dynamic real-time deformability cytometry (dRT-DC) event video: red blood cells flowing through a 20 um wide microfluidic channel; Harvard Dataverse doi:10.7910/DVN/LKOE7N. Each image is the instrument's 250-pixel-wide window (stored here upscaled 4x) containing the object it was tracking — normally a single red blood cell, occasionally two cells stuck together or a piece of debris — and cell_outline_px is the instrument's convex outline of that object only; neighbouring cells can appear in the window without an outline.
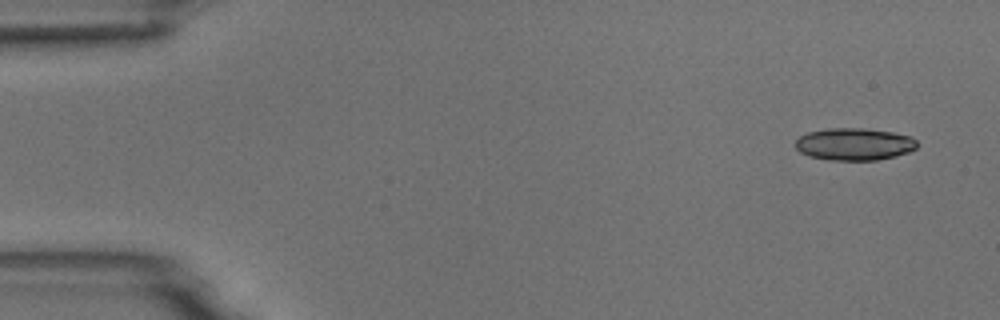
{"species": "common noctule bat (a hibernating species)", "species_latin": "Nyctalus noctula", "temperature_condition": "room temperature", "stored_images_in_passage": 4, "camera_frame_rate_fps": 3000, "um_per_image_px": 0.085, "animal": {"sex": "male", "body_mass_g": 18.8}, "frame": {"image": 1, "passage_image": 1, "time_ms": 0.0, "image_size_px": [1000, 320], "cell_outline_px": [[916, 148], [908, 152], [896, 156], [876, 160], [828, 160], [808, 156], [800, 152], [796, 148], [796, 140], [800, 136], [808, 132], [828, 128], [864, 128], [892, 132], [912, 136], [916, 140]], "centroid_in_image_um": [72.61, 12.25], "position_along_channel_um": 12.4, "area_um2": 22.95}}
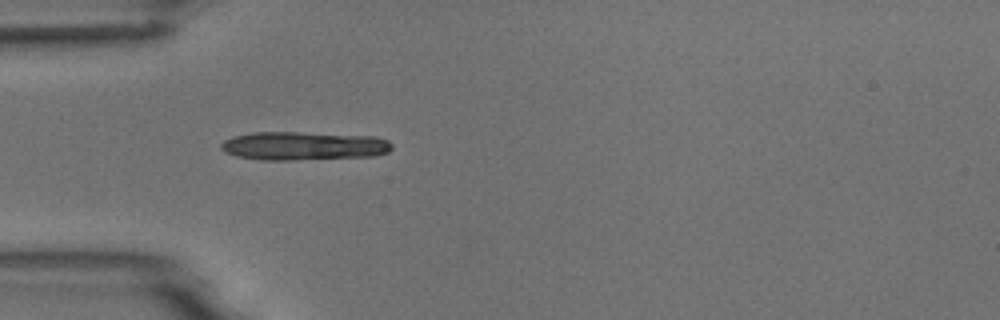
{"frame": {"image": 2, "passage_image": 4, "time_ms": 4.333, "image_size_px": [1000, 320], "cell_outline_px": [[392, 148], [388, 152], [376, 156], [292, 160], [260, 160], [236, 156], [224, 152], [220, 148], [220, 144], [224, 140], [232, 136], [252, 132], [296, 132], [376, 136], [388, 140], [392, 144]], "centroid_in_image_um": [25.79, 12.4], "position_along_channel_um": 59.2, "area_um2": 28.73}}